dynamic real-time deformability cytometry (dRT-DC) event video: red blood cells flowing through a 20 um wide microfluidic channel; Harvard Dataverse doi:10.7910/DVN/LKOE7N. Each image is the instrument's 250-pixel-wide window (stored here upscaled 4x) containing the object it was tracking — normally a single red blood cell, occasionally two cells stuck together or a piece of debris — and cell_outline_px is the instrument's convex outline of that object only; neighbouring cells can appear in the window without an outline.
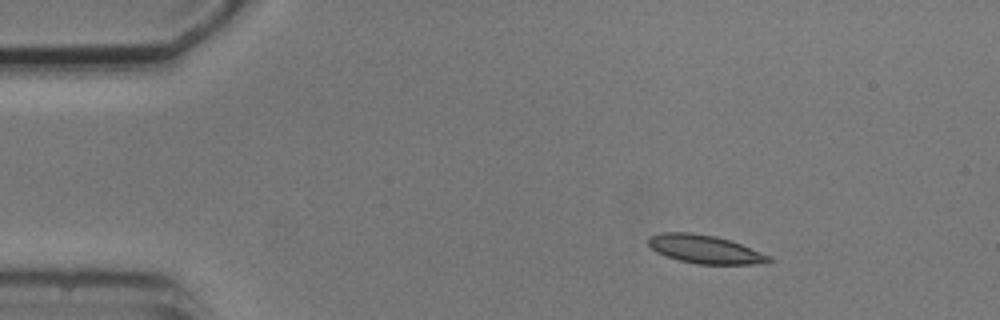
{"species": "common noctule bat (a hibernating species)", "species_latin": "Nyctalus noctula", "temperature_condition": "cold", "stored_images_in_passage": 4, "camera_frame_rate_fps": 3000, "um_per_image_px": 0.085, "animal": {"sex": "male", "body_mass_g": 20.5, "forearm_length_mm": 52.5}, "frame": {"image": 1, "passage_image": 2, "time_ms": 1.333, "image_size_px": [1000, 320], "cell_outline_px": [[772, 260], [752, 264], [696, 264], [680, 260], [656, 252], [648, 244], [648, 236], [660, 232], [692, 232], [716, 236], [740, 244], [768, 256]], "centroid_in_image_um": [59.81, 21.16], "position_along_channel_um": 25.2, "area_um2": 19.54}}